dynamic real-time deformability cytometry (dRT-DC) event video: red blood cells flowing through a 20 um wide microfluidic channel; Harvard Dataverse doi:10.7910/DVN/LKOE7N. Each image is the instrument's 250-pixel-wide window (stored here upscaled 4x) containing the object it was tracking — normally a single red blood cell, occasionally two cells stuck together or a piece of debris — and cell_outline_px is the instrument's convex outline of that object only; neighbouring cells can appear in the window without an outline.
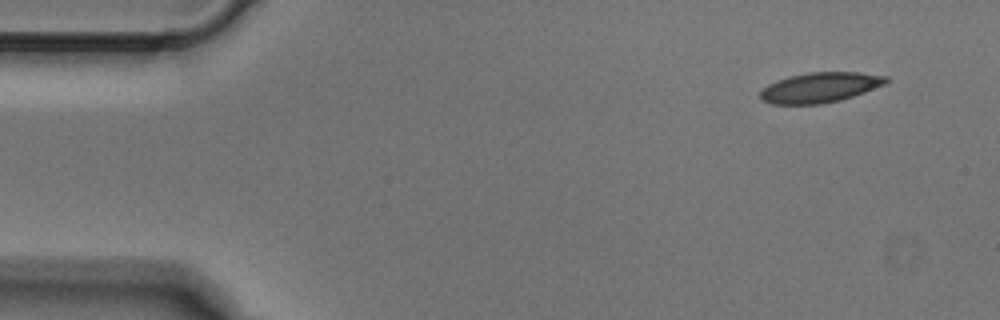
{"species": "Egyptian fruit bat (a non-hibernating species)", "species_latin": "Rousettus aegyptiacus", "temperature_condition": "cold", "stored_images_in_passage": 4, "camera_frame_rate_fps": 3000, "um_per_image_px": 0.085, "animal": {"sex": "male"}, "frame": {"image": 1, "passage_image": 1, "time_ms": 0.0, "image_size_px": [1000, 320], "cell_outline_px": [[888, 84], [840, 100], [820, 104], [772, 104], [760, 100], [760, 92], [768, 84], [776, 80], [788, 76], [808, 72], [860, 72], [888, 76]], "centroid_in_image_um": [69.71, 7.43], "position_along_channel_um": 15.3, "area_um2": 22.25}}
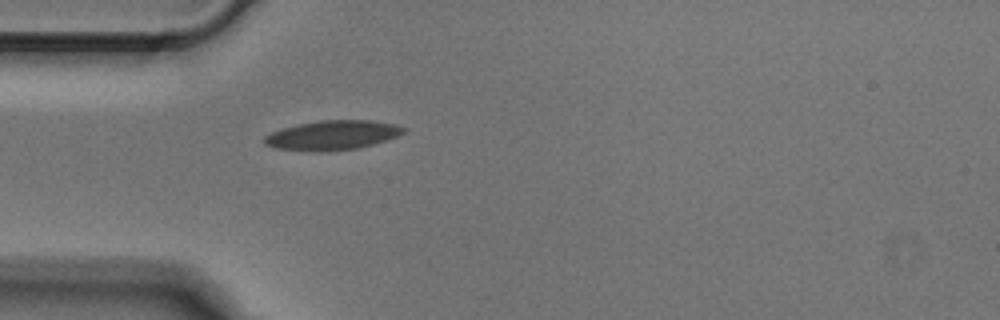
{"frame": {"image": 2, "passage_image": 4, "time_ms": 1.0, "image_size_px": [1000, 320], "cell_outline_px": [[408, 128], [400, 136], [388, 140], [360, 148], [324, 152], [312, 152], [276, 148], [264, 144], [264, 136], [280, 128], [320, 120], [372, 120], [396, 124]], "centroid_in_image_um": [28.3, 11.5], "position_along_channel_um": 56.7, "area_um2": 24.33}}